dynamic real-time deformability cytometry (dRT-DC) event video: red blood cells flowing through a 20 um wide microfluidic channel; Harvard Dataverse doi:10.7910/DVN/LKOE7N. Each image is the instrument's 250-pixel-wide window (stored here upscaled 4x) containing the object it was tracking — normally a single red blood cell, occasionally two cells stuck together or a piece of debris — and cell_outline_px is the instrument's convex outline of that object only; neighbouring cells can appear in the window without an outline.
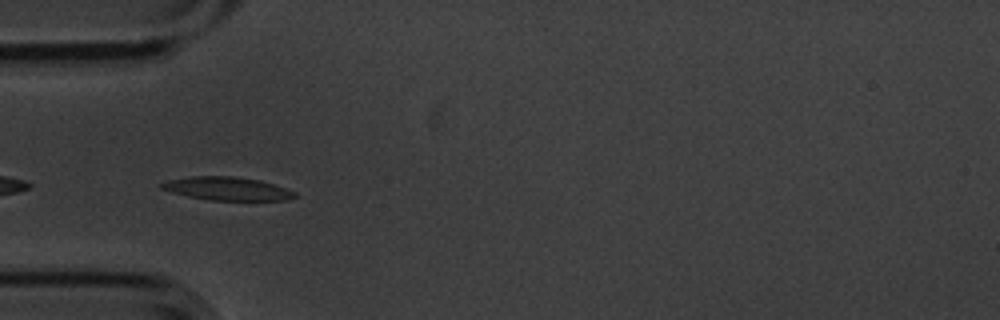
{"species": "common noctule bat (a hibernating species)", "species_latin": "Nyctalus noctula", "temperature_condition": "cold", "stored_images_in_passage": 6, "camera_frame_rate_fps": 3000, "um_per_image_px": 0.085, "animal": {"sex": "male", "body_mass_g": 20.1, "forearm_length_mm": 53.5}, "frame": {"image": 1, "passage_image": 4, "time_ms": 1.0, "image_size_px": [1000, 320], "cell_outline_px": [[296, 196], [288, 200], [208, 200], [188, 196], [172, 192], [160, 188], [156, 184], [168, 180], [188, 176], [232, 176], [260, 180], [296, 192]], "centroid_in_image_um": [19.25, 16.03], "position_along_channel_um": 65.8, "area_um2": 18.09}}
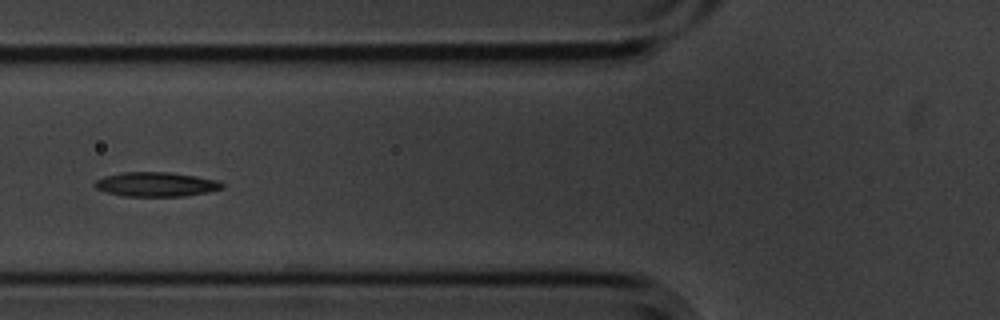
{"frame": {"image": 2, "passage_image": 5, "time_ms": 1.333, "image_size_px": [1000, 320], "cell_outline_px": [[224, 188], [208, 192], [184, 196], [124, 196], [108, 192], [96, 188], [92, 184], [96, 180], [104, 176], [124, 172], [168, 172], [196, 176], [220, 180], [224, 184]], "centroid_in_image_um": [13.3, 15.66], "position_along_channel_um": 112.5, "area_um2": 18.15}}
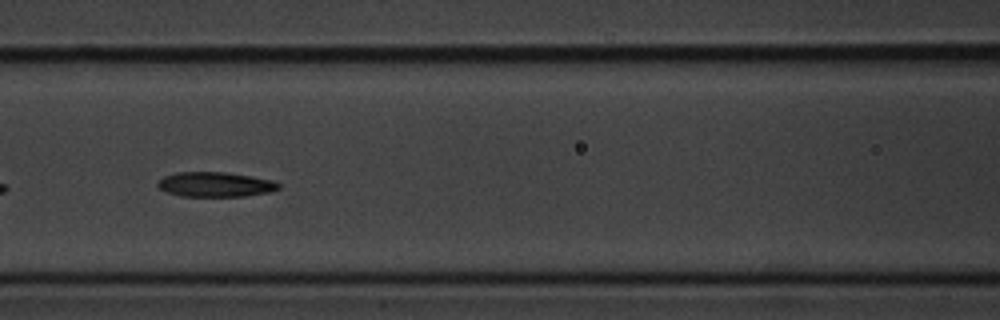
{"frame": {"image": 3, "passage_image": 6, "time_ms": 1.667, "image_size_px": [1000, 320], "cell_outline_px": [[280, 188], [268, 192], [244, 196], [180, 196], [168, 192], [160, 188], [156, 184], [164, 176], [176, 172], [224, 172], [252, 176], [272, 180], [280, 184]], "centroid_in_image_um": [18.3, 15.67], "position_along_channel_um": 148.3, "area_um2": 17.34}}